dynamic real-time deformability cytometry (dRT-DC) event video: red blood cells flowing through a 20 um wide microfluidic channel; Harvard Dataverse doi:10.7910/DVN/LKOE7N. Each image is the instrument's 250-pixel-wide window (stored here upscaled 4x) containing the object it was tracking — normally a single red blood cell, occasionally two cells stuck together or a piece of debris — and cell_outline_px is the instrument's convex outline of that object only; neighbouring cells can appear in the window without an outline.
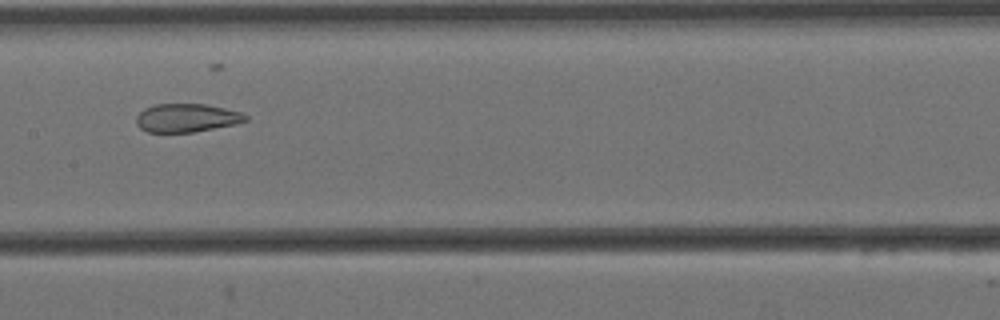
{"species": "Egyptian fruit bat (a non-hibernating species)", "species_latin": "Rousettus aegyptiacus", "temperature_condition": "cold", "stored_images_in_passage": 11, "camera_frame_rate_fps": 3000, "um_per_image_px": 0.085, "animal": {"sex": "female"}, "frame": {"image": 1, "passage_image": 7, "time_ms": 2.0, "image_size_px": [1000, 320], "cell_outline_px": [[248, 120], [236, 124], [192, 132], [148, 132], [140, 128], [136, 124], [136, 116], [144, 108], [156, 104], [204, 104], [224, 108], [240, 112], [248, 116]], "centroid_in_image_um": [15.85, 10.02], "position_along_channel_um": 191.6, "area_um2": 18.03}}
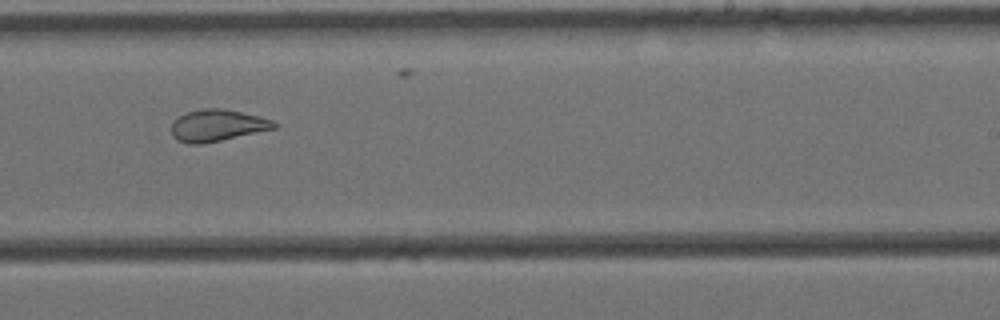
{"frame": {"image": 2, "passage_image": 9, "time_ms": 2.667, "image_size_px": [1000, 320], "cell_outline_px": [[276, 128], [204, 144], [188, 144], [176, 140], [172, 136], [172, 124], [180, 116], [188, 112], [204, 108], [220, 108], [240, 112], [272, 120], [276, 124]], "centroid_in_image_um": [18.44, 10.68], "position_along_channel_um": 270.6, "area_um2": 18.73}}
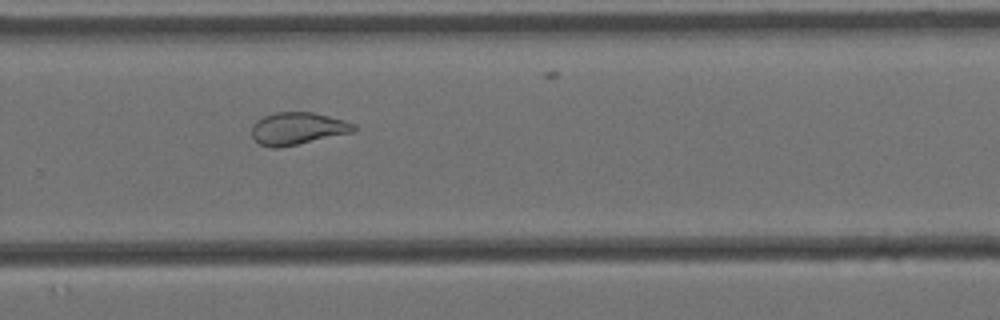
{"frame": {"image": 3, "passage_image": 10, "time_ms": 3.0, "image_size_px": [1000, 320], "cell_outline_px": [[356, 128], [352, 132], [280, 148], [272, 148], [260, 144], [252, 136], [252, 124], [256, 120], [264, 116], [276, 112], [312, 112], [344, 120], [356, 124]], "centroid_in_image_um": [25.27, 10.92], "position_along_channel_um": 304.5, "area_um2": 19.13}}